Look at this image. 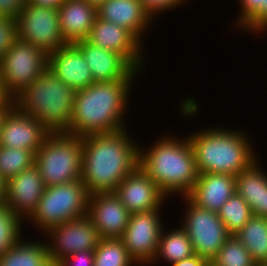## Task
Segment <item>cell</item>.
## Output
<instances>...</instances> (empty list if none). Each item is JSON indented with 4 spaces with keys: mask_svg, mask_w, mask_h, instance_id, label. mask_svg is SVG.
<instances>
[{
    "mask_svg": "<svg viewBox=\"0 0 267 266\" xmlns=\"http://www.w3.org/2000/svg\"><path fill=\"white\" fill-rule=\"evenodd\" d=\"M129 129L82 137L81 180L89 194L114 192L139 163V145Z\"/></svg>",
    "mask_w": 267,
    "mask_h": 266,
    "instance_id": "obj_1",
    "label": "cell"
},
{
    "mask_svg": "<svg viewBox=\"0 0 267 266\" xmlns=\"http://www.w3.org/2000/svg\"><path fill=\"white\" fill-rule=\"evenodd\" d=\"M139 74L134 70L125 80L94 82L76 91L68 134L84 137L126 128L130 90Z\"/></svg>",
    "mask_w": 267,
    "mask_h": 266,
    "instance_id": "obj_2",
    "label": "cell"
},
{
    "mask_svg": "<svg viewBox=\"0 0 267 266\" xmlns=\"http://www.w3.org/2000/svg\"><path fill=\"white\" fill-rule=\"evenodd\" d=\"M172 136L163 134L148 148L139 146L138 163L170 199L188 196L199 175L188 137Z\"/></svg>",
    "mask_w": 267,
    "mask_h": 266,
    "instance_id": "obj_3",
    "label": "cell"
},
{
    "mask_svg": "<svg viewBox=\"0 0 267 266\" xmlns=\"http://www.w3.org/2000/svg\"><path fill=\"white\" fill-rule=\"evenodd\" d=\"M224 125L192 132L187 137L191 143L199 174L222 173L237 176L257 158L249 134L229 130Z\"/></svg>",
    "mask_w": 267,
    "mask_h": 266,
    "instance_id": "obj_4",
    "label": "cell"
},
{
    "mask_svg": "<svg viewBox=\"0 0 267 266\" xmlns=\"http://www.w3.org/2000/svg\"><path fill=\"white\" fill-rule=\"evenodd\" d=\"M76 91L46 69L15 98V106L50 133H68Z\"/></svg>",
    "mask_w": 267,
    "mask_h": 266,
    "instance_id": "obj_5",
    "label": "cell"
},
{
    "mask_svg": "<svg viewBox=\"0 0 267 266\" xmlns=\"http://www.w3.org/2000/svg\"><path fill=\"white\" fill-rule=\"evenodd\" d=\"M82 137L50 133L35 153V165L46 187L81 180Z\"/></svg>",
    "mask_w": 267,
    "mask_h": 266,
    "instance_id": "obj_6",
    "label": "cell"
},
{
    "mask_svg": "<svg viewBox=\"0 0 267 266\" xmlns=\"http://www.w3.org/2000/svg\"><path fill=\"white\" fill-rule=\"evenodd\" d=\"M88 199L82 180L45 187L36 210L25 222L43 234L51 227L87 215Z\"/></svg>",
    "mask_w": 267,
    "mask_h": 266,
    "instance_id": "obj_7",
    "label": "cell"
},
{
    "mask_svg": "<svg viewBox=\"0 0 267 266\" xmlns=\"http://www.w3.org/2000/svg\"><path fill=\"white\" fill-rule=\"evenodd\" d=\"M48 67V55L30 43L16 40L0 60V87L15 98Z\"/></svg>",
    "mask_w": 267,
    "mask_h": 266,
    "instance_id": "obj_8",
    "label": "cell"
},
{
    "mask_svg": "<svg viewBox=\"0 0 267 266\" xmlns=\"http://www.w3.org/2000/svg\"><path fill=\"white\" fill-rule=\"evenodd\" d=\"M180 198L186 206L179 226L187 233L195 254L211 261L231 234L218 213L196 205L188 196Z\"/></svg>",
    "mask_w": 267,
    "mask_h": 266,
    "instance_id": "obj_9",
    "label": "cell"
},
{
    "mask_svg": "<svg viewBox=\"0 0 267 266\" xmlns=\"http://www.w3.org/2000/svg\"><path fill=\"white\" fill-rule=\"evenodd\" d=\"M17 23V39L30 43L46 55L68 44L62 36L58 8L37 6L26 1Z\"/></svg>",
    "mask_w": 267,
    "mask_h": 266,
    "instance_id": "obj_10",
    "label": "cell"
},
{
    "mask_svg": "<svg viewBox=\"0 0 267 266\" xmlns=\"http://www.w3.org/2000/svg\"><path fill=\"white\" fill-rule=\"evenodd\" d=\"M41 235L45 239L47 236L49 260L55 265L72 253L94 251L100 240L97 229L87 215L51 227Z\"/></svg>",
    "mask_w": 267,
    "mask_h": 266,
    "instance_id": "obj_11",
    "label": "cell"
},
{
    "mask_svg": "<svg viewBox=\"0 0 267 266\" xmlns=\"http://www.w3.org/2000/svg\"><path fill=\"white\" fill-rule=\"evenodd\" d=\"M162 210L136 212L130 215L121 236L128 254L138 266H151L163 230Z\"/></svg>",
    "mask_w": 267,
    "mask_h": 266,
    "instance_id": "obj_12",
    "label": "cell"
},
{
    "mask_svg": "<svg viewBox=\"0 0 267 266\" xmlns=\"http://www.w3.org/2000/svg\"><path fill=\"white\" fill-rule=\"evenodd\" d=\"M86 40L95 46L120 54L135 70L142 72L144 69L146 59L143 58V44L126 28L96 18Z\"/></svg>",
    "mask_w": 267,
    "mask_h": 266,
    "instance_id": "obj_13",
    "label": "cell"
},
{
    "mask_svg": "<svg viewBox=\"0 0 267 266\" xmlns=\"http://www.w3.org/2000/svg\"><path fill=\"white\" fill-rule=\"evenodd\" d=\"M114 192L131 214L161 210L163 204L168 203L167 197L139 165L121 181Z\"/></svg>",
    "mask_w": 267,
    "mask_h": 266,
    "instance_id": "obj_14",
    "label": "cell"
},
{
    "mask_svg": "<svg viewBox=\"0 0 267 266\" xmlns=\"http://www.w3.org/2000/svg\"><path fill=\"white\" fill-rule=\"evenodd\" d=\"M130 215L115 192L89 194L87 216L92 220L100 238H121Z\"/></svg>",
    "mask_w": 267,
    "mask_h": 266,
    "instance_id": "obj_15",
    "label": "cell"
},
{
    "mask_svg": "<svg viewBox=\"0 0 267 266\" xmlns=\"http://www.w3.org/2000/svg\"><path fill=\"white\" fill-rule=\"evenodd\" d=\"M5 204L24 222L36 210L45 184L34 164L5 182Z\"/></svg>",
    "mask_w": 267,
    "mask_h": 266,
    "instance_id": "obj_16",
    "label": "cell"
},
{
    "mask_svg": "<svg viewBox=\"0 0 267 266\" xmlns=\"http://www.w3.org/2000/svg\"><path fill=\"white\" fill-rule=\"evenodd\" d=\"M49 134L50 132L40 121L24 114L15 106L4 120L0 145L36 153Z\"/></svg>",
    "mask_w": 267,
    "mask_h": 266,
    "instance_id": "obj_17",
    "label": "cell"
},
{
    "mask_svg": "<svg viewBox=\"0 0 267 266\" xmlns=\"http://www.w3.org/2000/svg\"><path fill=\"white\" fill-rule=\"evenodd\" d=\"M47 69L75 91L94 83L89 65L74 43L61 46L50 54Z\"/></svg>",
    "mask_w": 267,
    "mask_h": 266,
    "instance_id": "obj_18",
    "label": "cell"
},
{
    "mask_svg": "<svg viewBox=\"0 0 267 266\" xmlns=\"http://www.w3.org/2000/svg\"><path fill=\"white\" fill-rule=\"evenodd\" d=\"M97 18L126 28L142 44L146 31L153 25L140 0H105L97 7Z\"/></svg>",
    "mask_w": 267,
    "mask_h": 266,
    "instance_id": "obj_19",
    "label": "cell"
},
{
    "mask_svg": "<svg viewBox=\"0 0 267 266\" xmlns=\"http://www.w3.org/2000/svg\"><path fill=\"white\" fill-rule=\"evenodd\" d=\"M89 65L94 82L125 80L135 69L118 53L95 46L87 40L74 43Z\"/></svg>",
    "mask_w": 267,
    "mask_h": 266,
    "instance_id": "obj_20",
    "label": "cell"
},
{
    "mask_svg": "<svg viewBox=\"0 0 267 266\" xmlns=\"http://www.w3.org/2000/svg\"><path fill=\"white\" fill-rule=\"evenodd\" d=\"M236 192L234 175L202 173L188 197L198 206L218 213L221 207Z\"/></svg>",
    "mask_w": 267,
    "mask_h": 266,
    "instance_id": "obj_21",
    "label": "cell"
},
{
    "mask_svg": "<svg viewBox=\"0 0 267 266\" xmlns=\"http://www.w3.org/2000/svg\"><path fill=\"white\" fill-rule=\"evenodd\" d=\"M60 29L67 43L86 40L97 18V7L86 0H65L58 8Z\"/></svg>",
    "mask_w": 267,
    "mask_h": 266,
    "instance_id": "obj_22",
    "label": "cell"
},
{
    "mask_svg": "<svg viewBox=\"0 0 267 266\" xmlns=\"http://www.w3.org/2000/svg\"><path fill=\"white\" fill-rule=\"evenodd\" d=\"M260 165L256 159L235 176L236 192L248 203L253 216L267 217V173Z\"/></svg>",
    "mask_w": 267,
    "mask_h": 266,
    "instance_id": "obj_23",
    "label": "cell"
},
{
    "mask_svg": "<svg viewBox=\"0 0 267 266\" xmlns=\"http://www.w3.org/2000/svg\"><path fill=\"white\" fill-rule=\"evenodd\" d=\"M165 229L167 228L163 227L160 234L156 255L150 263L151 265H156V263H161L162 261L170 265L195 254L192 243L181 226L177 225L176 228L174 226L171 231L169 227L168 231H165Z\"/></svg>",
    "mask_w": 267,
    "mask_h": 266,
    "instance_id": "obj_24",
    "label": "cell"
},
{
    "mask_svg": "<svg viewBox=\"0 0 267 266\" xmlns=\"http://www.w3.org/2000/svg\"><path fill=\"white\" fill-rule=\"evenodd\" d=\"M27 240L23 237L6 252L0 255V266H48L49 260L48 248L45 243Z\"/></svg>",
    "mask_w": 267,
    "mask_h": 266,
    "instance_id": "obj_25",
    "label": "cell"
},
{
    "mask_svg": "<svg viewBox=\"0 0 267 266\" xmlns=\"http://www.w3.org/2000/svg\"><path fill=\"white\" fill-rule=\"evenodd\" d=\"M249 251L257 266L267 264V219L252 216L247 223L234 234Z\"/></svg>",
    "mask_w": 267,
    "mask_h": 266,
    "instance_id": "obj_26",
    "label": "cell"
},
{
    "mask_svg": "<svg viewBox=\"0 0 267 266\" xmlns=\"http://www.w3.org/2000/svg\"><path fill=\"white\" fill-rule=\"evenodd\" d=\"M137 266L120 238H100L94 250V266Z\"/></svg>",
    "mask_w": 267,
    "mask_h": 266,
    "instance_id": "obj_27",
    "label": "cell"
},
{
    "mask_svg": "<svg viewBox=\"0 0 267 266\" xmlns=\"http://www.w3.org/2000/svg\"><path fill=\"white\" fill-rule=\"evenodd\" d=\"M231 235L237 233L253 216L248 203L235 192L218 212Z\"/></svg>",
    "mask_w": 267,
    "mask_h": 266,
    "instance_id": "obj_28",
    "label": "cell"
},
{
    "mask_svg": "<svg viewBox=\"0 0 267 266\" xmlns=\"http://www.w3.org/2000/svg\"><path fill=\"white\" fill-rule=\"evenodd\" d=\"M34 164V152L0 145V177L5 182Z\"/></svg>",
    "mask_w": 267,
    "mask_h": 266,
    "instance_id": "obj_29",
    "label": "cell"
},
{
    "mask_svg": "<svg viewBox=\"0 0 267 266\" xmlns=\"http://www.w3.org/2000/svg\"><path fill=\"white\" fill-rule=\"evenodd\" d=\"M210 266H257L249 251L234 235H230L218 254L210 261Z\"/></svg>",
    "mask_w": 267,
    "mask_h": 266,
    "instance_id": "obj_30",
    "label": "cell"
},
{
    "mask_svg": "<svg viewBox=\"0 0 267 266\" xmlns=\"http://www.w3.org/2000/svg\"><path fill=\"white\" fill-rule=\"evenodd\" d=\"M24 223L6 204L0 205V255L22 238Z\"/></svg>",
    "mask_w": 267,
    "mask_h": 266,
    "instance_id": "obj_31",
    "label": "cell"
},
{
    "mask_svg": "<svg viewBox=\"0 0 267 266\" xmlns=\"http://www.w3.org/2000/svg\"><path fill=\"white\" fill-rule=\"evenodd\" d=\"M265 0H238L241 11H238V17H235V26L241 31L263 10ZM241 12V13H240Z\"/></svg>",
    "mask_w": 267,
    "mask_h": 266,
    "instance_id": "obj_32",
    "label": "cell"
},
{
    "mask_svg": "<svg viewBox=\"0 0 267 266\" xmlns=\"http://www.w3.org/2000/svg\"><path fill=\"white\" fill-rule=\"evenodd\" d=\"M17 40V23L15 19L0 16V60Z\"/></svg>",
    "mask_w": 267,
    "mask_h": 266,
    "instance_id": "obj_33",
    "label": "cell"
},
{
    "mask_svg": "<svg viewBox=\"0 0 267 266\" xmlns=\"http://www.w3.org/2000/svg\"><path fill=\"white\" fill-rule=\"evenodd\" d=\"M142 7L145 9L146 13L154 21L155 17L160 13L164 14L168 11H172L177 7H181L183 3L189 0H140Z\"/></svg>",
    "mask_w": 267,
    "mask_h": 266,
    "instance_id": "obj_34",
    "label": "cell"
},
{
    "mask_svg": "<svg viewBox=\"0 0 267 266\" xmlns=\"http://www.w3.org/2000/svg\"><path fill=\"white\" fill-rule=\"evenodd\" d=\"M56 266H94V251H79L61 259Z\"/></svg>",
    "mask_w": 267,
    "mask_h": 266,
    "instance_id": "obj_35",
    "label": "cell"
},
{
    "mask_svg": "<svg viewBox=\"0 0 267 266\" xmlns=\"http://www.w3.org/2000/svg\"><path fill=\"white\" fill-rule=\"evenodd\" d=\"M247 33L262 34L267 32V0L263 3V10L243 29Z\"/></svg>",
    "mask_w": 267,
    "mask_h": 266,
    "instance_id": "obj_36",
    "label": "cell"
},
{
    "mask_svg": "<svg viewBox=\"0 0 267 266\" xmlns=\"http://www.w3.org/2000/svg\"><path fill=\"white\" fill-rule=\"evenodd\" d=\"M27 0H0V16L17 19Z\"/></svg>",
    "mask_w": 267,
    "mask_h": 266,
    "instance_id": "obj_37",
    "label": "cell"
},
{
    "mask_svg": "<svg viewBox=\"0 0 267 266\" xmlns=\"http://www.w3.org/2000/svg\"><path fill=\"white\" fill-rule=\"evenodd\" d=\"M169 266H210V261L205 257L194 254L189 258L174 262Z\"/></svg>",
    "mask_w": 267,
    "mask_h": 266,
    "instance_id": "obj_38",
    "label": "cell"
},
{
    "mask_svg": "<svg viewBox=\"0 0 267 266\" xmlns=\"http://www.w3.org/2000/svg\"><path fill=\"white\" fill-rule=\"evenodd\" d=\"M14 107H15V100L13 98H4L0 102V134L5 118Z\"/></svg>",
    "mask_w": 267,
    "mask_h": 266,
    "instance_id": "obj_39",
    "label": "cell"
},
{
    "mask_svg": "<svg viewBox=\"0 0 267 266\" xmlns=\"http://www.w3.org/2000/svg\"><path fill=\"white\" fill-rule=\"evenodd\" d=\"M30 3L37 6H45L51 8H59L65 0H28Z\"/></svg>",
    "mask_w": 267,
    "mask_h": 266,
    "instance_id": "obj_40",
    "label": "cell"
},
{
    "mask_svg": "<svg viewBox=\"0 0 267 266\" xmlns=\"http://www.w3.org/2000/svg\"><path fill=\"white\" fill-rule=\"evenodd\" d=\"M5 181L0 177V205L5 204Z\"/></svg>",
    "mask_w": 267,
    "mask_h": 266,
    "instance_id": "obj_41",
    "label": "cell"
},
{
    "mask_svg": "<svg viewBox=\"0 0 267 266\" xmlns=\"http://www.w3.org/2000/svg\"><path fill=\"white\" fill-rule=\"evenodd\" d=\"M86 1L89 2L90 4L94 5L95 7H98L105 0H86Z\"/></svg>",
    "mask_w": 267,
    "mask_h": 266,
    "instance_id": "obj_42",
    "label": "cell"
},
{
    "mask_svg": "<svg viewBox=\"0 0 267 266\" xmlns=\"http://www.w3.org/2000/svg\"><path fill=\"white\" fill-rule=\"evenodd\" d=\"M5 97L3 96L2 89L0 88V102L4 99Z\"/></svg>",
    "mask_w": 267,
    "mask_h": 266,
    "instance_id": "obj_43",
    "label": "cell"
},
{
    "mask_svg": "<svg viewBox=\"0 0 267 266\" xmlns=\"http://www.w3.org/2000/svg\"><path fill=\"white\" fill-rule=\"evenodd\" d=\"M48 266H56L55 264H53V263H50Z\"/></svg>",
    "mask_w": 267,
    "mask_h": 266,
    "instance_id": "obj_44",
    "label": "cell"
}]
</instances>
